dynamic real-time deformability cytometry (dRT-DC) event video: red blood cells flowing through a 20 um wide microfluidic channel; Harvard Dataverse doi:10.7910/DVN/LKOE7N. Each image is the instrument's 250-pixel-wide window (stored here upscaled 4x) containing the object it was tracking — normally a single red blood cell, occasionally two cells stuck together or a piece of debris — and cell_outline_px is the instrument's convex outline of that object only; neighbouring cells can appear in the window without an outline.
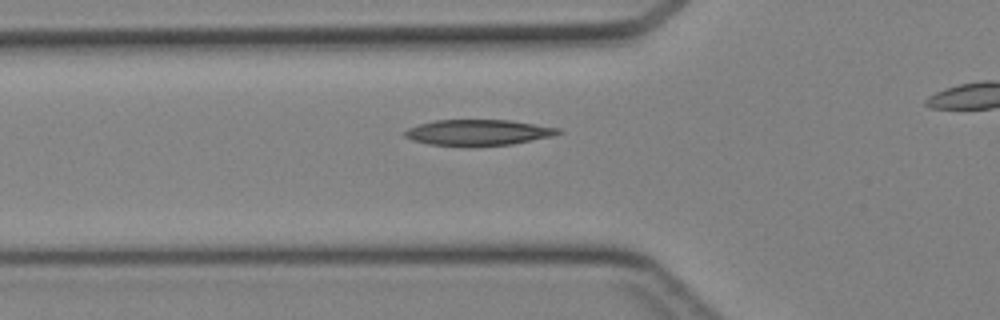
{"species": "Egyptian fruit bat (a non-hibernating species)", "species_latin": "Rousettus aegyptiacus", "temperature_condition": "cold", "stored_images_in_passage": 34, "camera_frame_rate_fps": 3000, "um_per_image_px": 0.085, "animal": {"sex": "female"}, "frame": {"image": 1, "passage_image": 13, "time_ms": 4.0, "image_size_px": [1000, 320], "cell_outline_px": [[564, 132], [552, 136], [512, 144], [472, 148], [464, 148], [428, 144], [412, 140], [404, 136], [404, 132], [408, 128], [420, 124], [436, 120], [512, 120], [560, 128]], "centroid_in_image_um": [40.65, 11.29], "position_along_channel_um": 85.2, "area_um2": 23.76}}
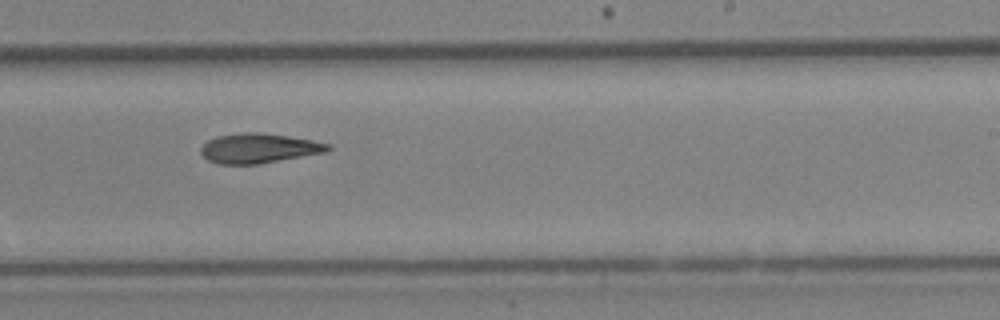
{"frame": {"image": 2, "passage_image": 25, "time_ms": 8.0, "image_size_px": [1000, 320], "cell_outline_px": [[332, 148], [328, 152], [256, 164], [216, 164], [208, 160], [200, 152], [200, 148], [208, 140], [216, 136], [244, 132], [256, 132], [288, 136], [312, 140], [332, 144]], "centroid_in_image_um": [22.01, 12.6], "position_along_channel_um": 267.0, "area_um2": 22.02}}
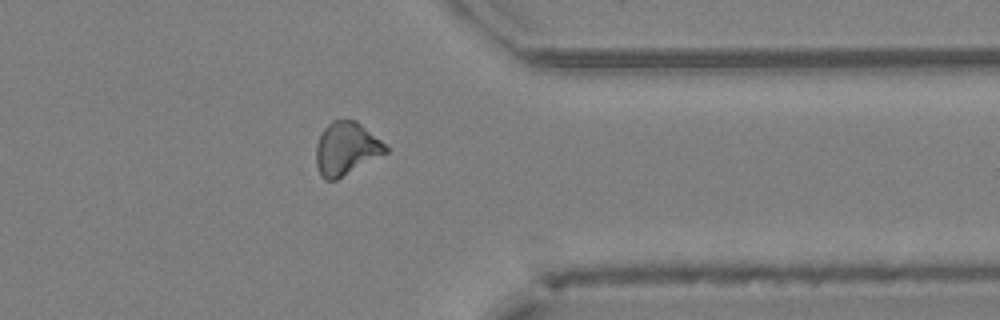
{"frame": {"image": 3, "passage_image": 33, "time_ms": 10.667, "image_size_px": [1000, 320], "cell_outline_px": [[388, 152], [336, 180], [324, 180], [320, 176], [316, 164], [316, 144], [324, 128], [332, 120], [356, 120], [380, 140], [388, 148]], "centroid_in_image_um": [29.4, 12.65], "position_along_channel_um": 382.0, "area_um2": 21.33}}